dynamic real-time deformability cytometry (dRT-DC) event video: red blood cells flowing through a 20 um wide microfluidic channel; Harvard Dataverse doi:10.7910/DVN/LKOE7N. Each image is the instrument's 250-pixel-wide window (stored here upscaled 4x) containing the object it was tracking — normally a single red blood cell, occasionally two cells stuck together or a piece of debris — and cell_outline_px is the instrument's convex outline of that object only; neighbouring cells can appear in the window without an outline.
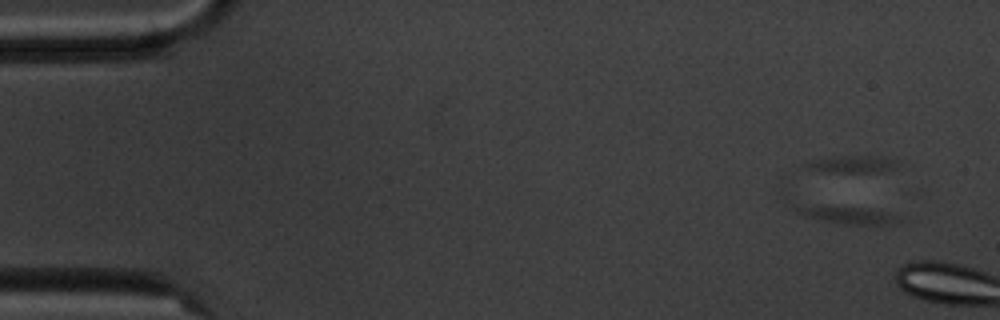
{"species": "common noctule bat (a hibernating species)", "species_latin": "Nyctalus noctula", "temperature_condition": "cold", "stored_images_in_passage": 5, "camera_frame_rate_fps": 3000, "um_per_image_px": 0.085, "animal": {"sex": "male", "body_mass_g": 20.1, "forearm_length_mm": 53.5}, "frame": {"image": 1, "passage_image": 1, "time_ms": 0.0, "image_size_px": [1000, 320], "cell_outline_px": [[900, 220], [892, 224], [880, 228], [844, 224], [820, 220], [800, 216], [792, 208], [792, 204], [860, 208], [884, 212], [896, 216]], "centroid_in_image_um": [71.96, 18.32], "position_along_channel_um": 13.0, "area_um2": 10.98}}